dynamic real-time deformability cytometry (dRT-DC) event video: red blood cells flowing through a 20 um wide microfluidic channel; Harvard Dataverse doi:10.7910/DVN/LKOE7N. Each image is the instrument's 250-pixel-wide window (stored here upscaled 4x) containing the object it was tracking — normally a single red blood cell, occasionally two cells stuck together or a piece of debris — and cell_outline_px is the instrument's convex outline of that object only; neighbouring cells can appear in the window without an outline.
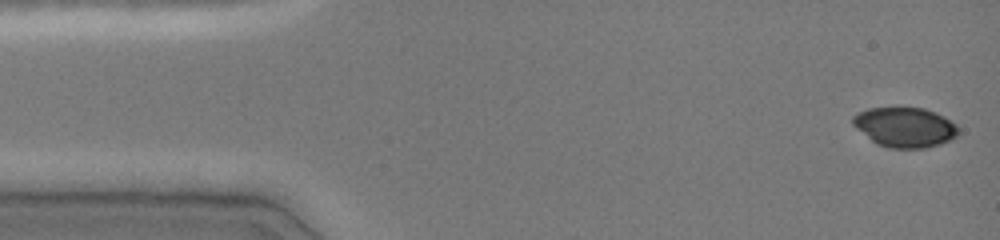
{"species": "common noctule bat (a hibernating species)", "species_latin": "Nyctalus noctula", "temperature_condition": "cold", "stored_images_in_passage": 46, "camera_frame_rate_fps": 3000, "um_per_image_px": 0.085, "animal": {"sex": "female", "body_mass_g": 19.0, "forearm_length_mm": 51.5}, "frame": {"image": 1, "passage_image": 1, "time_ms": 0.0, "image_size_px": [1000, 240], "cell_outline_px": [[960, 132], [952, 140], [940, 144], [924, 148], [888, 148], [876, 144], [856, 128], [852, 124], [852, 116], [868, 108], [924, 108], [936, 112], [944, 116], [956, 124], [960, 128]], "centroid_in_image_um": [76.94, 10.82], "position_along_channel_um": 8.1, "area_um2": 24.68}}
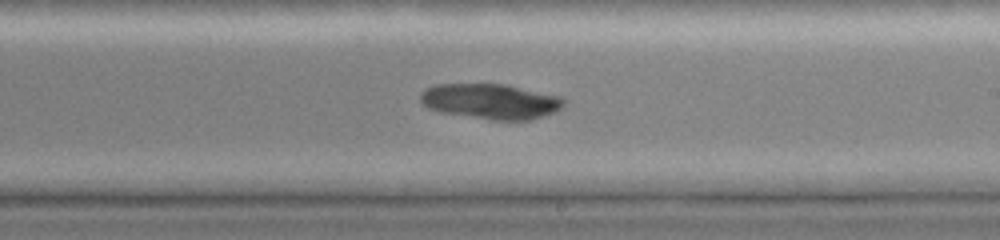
{"frame": {"image": 2, "passage_image": 27, "time_ms": 8.667, "image_size_px": [1000, 240], "cell_outline_px": [[564, 104], [560, 108], [552, 112], [532, 120], [492, 120], [440, 112], [428, 108], [420, 100], [420, 92], [432, 84], [504, 84], [560, 96], [564, 100]], "centroid_in_image_um": [41.66, 8.61], "position_along_channel_um": 247.3, "area_um2": 29.42}}
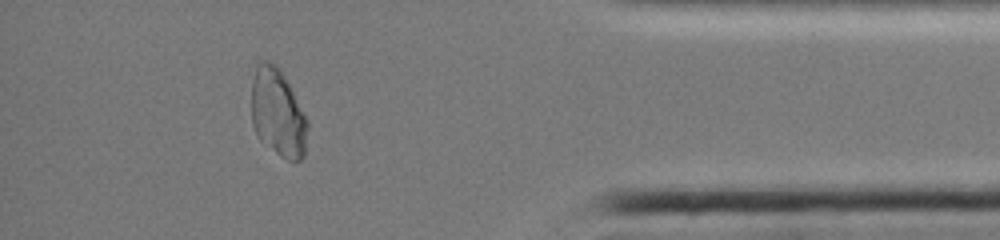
{"frame": {"image": 3, "passage_image": 41, "time_ms": 13.333, "image_size_px": [1000, 240], "cell_outline_px": [[308, 128], [304, 156], [300, 160], [288, 160], [280, 156], [260, 140], [256, 136], [252, 124], [252, 80], [256, 64], [260, 60], [268, 60], [276, 64], [280, 68], [308, 120]], "centroid_in_image_um": [23.6, 9.58], "position_along_channel_um": 411.6, "area_um2": 28.96}}